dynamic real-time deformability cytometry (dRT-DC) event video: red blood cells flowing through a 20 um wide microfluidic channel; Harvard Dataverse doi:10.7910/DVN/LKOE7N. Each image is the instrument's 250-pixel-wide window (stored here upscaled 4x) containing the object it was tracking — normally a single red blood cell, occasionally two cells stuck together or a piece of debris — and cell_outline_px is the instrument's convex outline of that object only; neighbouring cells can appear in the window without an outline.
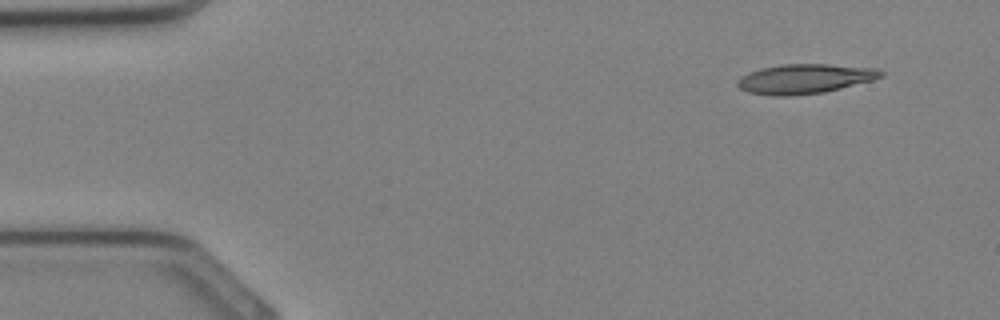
{"species": "Egyptian fruit bat (a non-hibernating species)", "species_latin": "Rousettus aegyptiacus", "temperature_condition": "cold", "stored_images_in_passage": 32, "camera_frame_rate_fps": 3000, "um_per_image_px": 0.085, "animal": {"sex": "female"}, "frame": {"image": 1, "passage_image": 2, "time_ms": 0.333, "image_size_px": [1000, 320], "cell_outline_px": [[884, 76], [872, 80], [824, 92], [792, 96], [772, 96], [748, 92], [740, 88], [736, 84], [736, 80], [740, 76], [748, 72], [760, 68], [780, 64], [828, 64], [876, 68], [884, 72]], "centroid_in_image_um": [68.36, 6.69], "position_along_channel_um": 16.6, "area_um2": 24.91}}
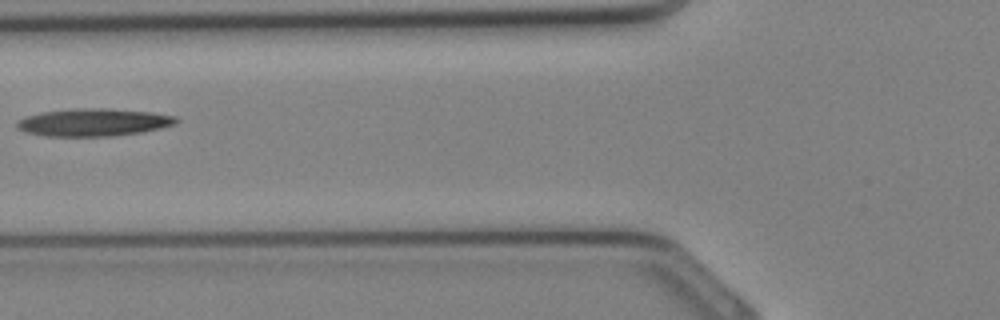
{"frame": {"image": 2, "passage_image": 12, "time_ms": 3.667, "image_size_px": [1000, 320], "cell_outline_px": [[180, 120], [176, 124], [160, 128], [140, 132], [112, 136], [44, 136], [24, 132], [16, 128], [16, 120], [40, 112], [76, 108], [108, 108], [152, 112], [176, 116]], "centroid_in_image_um": [7.93, 10.39], "position_along_channel_um": 117.9, "area_um2": 25.84}}
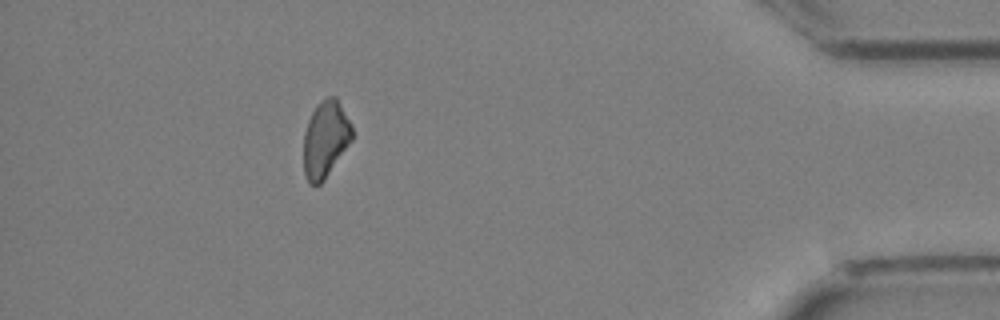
{"frame": {"image": 3, "passage_image": 29, "time_ms": 9.333, "image_size_px": [1000, 320], "cell_outline_px": [[352, 140], [324, 180], [320, 184], [308, 184], [304, 172], [304, 132], [308, 120], [316, 104], [320, 100], [328, 96], [336, 96], [352, 124]], "centroid_in_image_um": [27.66, 11.8], "position_along_channel_um": 407.5, "area_um2": 21.73}}